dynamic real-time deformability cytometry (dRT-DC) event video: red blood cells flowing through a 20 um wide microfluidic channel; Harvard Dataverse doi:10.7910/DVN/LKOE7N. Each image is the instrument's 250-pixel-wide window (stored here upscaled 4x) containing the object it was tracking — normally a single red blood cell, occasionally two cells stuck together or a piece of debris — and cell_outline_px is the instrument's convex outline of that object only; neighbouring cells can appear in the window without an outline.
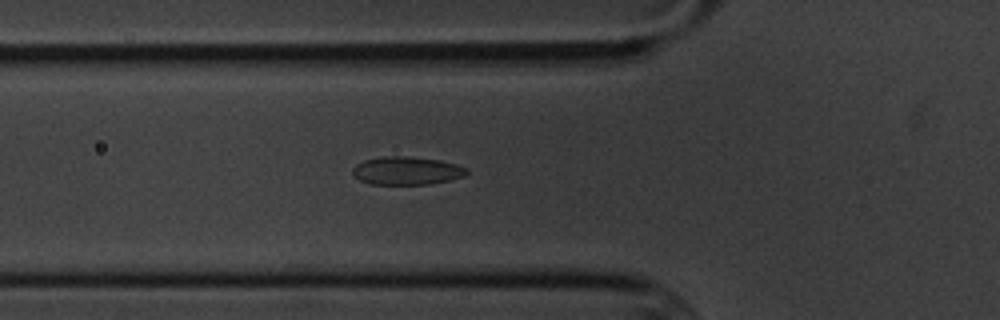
{"species": "common noctule bat (a hibernating species)", "species_latin": "Nyctalus noctula", "temperature_condition": "cold", "stored_images_in_passage": 6, "camera_frame_rate_fps": 3000, "um_per_image_px": 0.085, "animal": {"sex": "male", "body_mass_g": 20.1, "forearm_length_mm": 53.5}, "frame": {"image": 1, "passage_image": 6, "time_ms": 5.667, "image_size_px": [1000, 320], "cell_outline_px": [[468, 172], [464, 176], [448, 180], [428, 184], [372, 184], [360, 180], [352, 172], [352, 168], [356, 164], [364, 160], [384, 156], [408, 156], [440, 160], [456, 164], [468, 168]], "centroid_in_image_um": [34.57, 14.5], "position_along_channel_um": 91.2, "area_um2": 18.61}}